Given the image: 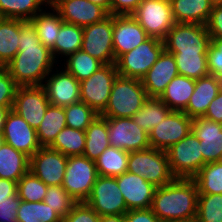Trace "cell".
Wrapping results in <instances>:
<instances>
[{
    "mask_svg": "<svg viewBox=\"0 0 222 222\" xmlns=\"http://www.w3.org/2000/svg\"><path fill=\"white\" fill-rule=\"evenodd\" d=\"M85 134L83 155L95 161L110 146L106 118L99 115L85 130Z\"/></svg>",
    "mask_w": 222,
    "mask_h": 222,
    "instance_id": "obj_29",
    "label": "cell"
},
{
    "mask_svg": "<svg viewBox=\"0 0 222 222\" xmlns=\"http://www.w3.org/2000/svg\"><path fill=\"white\" fill-rule=\"evenodd\" d=\"M142 0H110L111 15H130Z\"/></svg>",
    "mask_w": 222,
    "mask_h": 222,
    "instance_id": "obj_51",
    "label": "cell"
},
{
    "mask_svg": "<svg viewBox=\"0 0 222 222\" xmlns=\"http://www.w3.org/2000/svg\"><path fill=\"white\" fill-rule=\"evenodd\" d=\"M9 196H18L17 182L0 178V201L8 199Z\"/></svg>",
    "mask_w": 222,
    "mask_h": 222,
    "instance_id": "obj_53",
    "label": "cell"
},
{
    "mask_svg": "<svg viewBox=\"0 0 222 222\" xmlns=\"http://www.w3.org/2000/svg\"><path fill=\"white\" fill-rule=\"evenodd\" d=\"M198 194L193 179L175 178L167 185L156 187L151 209L162 222H194Z\"/></svg>",
    "mask_w": 222,
    "mask_h": 222,
    "instance_id": "obj_2",
    "label": "cell"
},
{
    "mask_svg": "<svg viewBox=\"0 0 222 222\" xmlns=\"http://www.w3.org/2000/svg\"><path fill=\"white\" fill-rule=\"evenodd\" d=\"M21 19L5 18L0 23V66H6L19 50Z\"/></svg>",
    "mask_w": 222,
    "mask_h": 222,
    "instance_id": "obj_33",
    "label": "cell"
},
{
    "mask_svg": "<svg viewBox=\"0 0 222 222\" xmlns=\"http://www.w3.org/2000/svg\"><path fill=\"white\" fill-rule=\"evenodd\" d=\"M66 60V62H65ZM64 60V68L79 82L89 78L104 64L90 54L78 50Z\"/></svg>",
    "mask_w": 222,
    "mask_h": 222,
    "instance_id": "obj_39",
    "label": "cell"
},
{
    "mask_svg": "<svg viewBox=\"0 0 222 222\" xmlns=\"http://www.w3.org/2000/svg\"><path fill=\"white\" fill-rule=\"evenodd\" d=\"M54 47L51 49L53 58L59 64V56L67 58L69 55L81 50L83 39V28L78 25L63 23ZM58 57V58H57Z\"/></svg>",
    "mask_w": 222,
    "mask_h": 222,
    "instance_id": "obj_30",
    "label": "cell"
},
{
    "mask_svg": "<svg viewBox=\"0 0 222 222\" xmlns=\"http://www.w3.org/2000/svg\"><path fill=\"white\" fill-rule=\"evenodd\" d=\"M110 146L125 151H141L151 148L149 134L144 132L132 118L105 117Z\"/></svg>",
    "mask_w": 222,
    "mask_h": 222,
    "instance_id": "obj_14",
    "label": "cell"
},
{
    "mask_svg": "<svg viewBox=\"0 0 222 222\" xmlns=\"http://www.w3.org/2000/svg\"><path fill=\"white\" fill-rule=\"evenodd\" d=\"M9 110L7 108H1L0 107V133H2L3 131V126H4V123H5V118H6V115H7V112Z\"/></svg>",
    "mask_w": 222,
    "mask_h": 222,
    "instance_id": "obj_56",
    "label": "cell"
},
{
    "mask_svg": "<svg viewBox=\"0 0 222 222\" xmlns=\"http://www.w3.org/2000/svg\"><path fill=\"white\" fill-rule=\"evenodd\" d=\"M192 120L183 111H171L168 116L149 133L151 148L167 151L192 132Z\"/></svg>",
    "mask_w": 222,
    "mask_h": 222,
    "instance_id": "obj_13",
    "label": "cell"
},
{
    "mask_svg": "<svg viewBox=\"0 0 222 222\" xmlns=\"http://www.w3.org/2000/svg\"><path fill=\"white\" fill-rule=\"evenodd\" d=\"M47 8L51 9V12L47 11ZM47 8L37 13L30 22L36 29L37 36L42 44L51 50L64 21L52 6Z\"/></svg>",
    "mask_w": 222,
    "mask_h": 222,
    "instance_id": "obj_28",
    "label": "cell"
},
{
    "mask_svg": "<svg viewBox=\"0 0 222 222\" xmlns=\"http://www.w3.org/2000/svg\"><path fill=\"white\" fill-rule=\"evenodd\" d=\"M19 38V50L6 65L7 71L19 86H42L57 62L30 21L21 20Z\"/></svg>",
    "mask_w": 222,
    "mask_h": 222,
    "instance_id": "obj_1",
    "label": "cell"
},
{
    "mask_svg": "<svg viewBox=\"0 0 222 222\" xmlns=\"http://www.w3.org/2000/svg\"><path fill=\"white\" fill-rule=\"evenodd\" d=\"M66 125L85 131L99 114L82 101L64 107Z\"/></svg>",
    "mask_w": 222,
    "mask_h": 222,
    "instance_id": "obj_41",
    "label": "cell"
},
{
    "mask_svg": "<svg viewBox=\"0 0 222 222\" xmlns=\"http://www.w3.org/2000/svg\"><path fill=\"white\" fill-rule=\"evenodd\" d=\"M207 63L210 75L222 77V39L211 38L207 52Z\"/></svg>",
    "mask_w": 222,
    "mask_h": 222,
    "instance_id": "obj_46",
    "label": "cell"
},
{
    "mask_svg": "<svg viewBox=\"0 0 222 222\" xmlns=\"http://www.w3.org/2000/svg\"><path fill=\"white\" fill-rule=\"evenodd\" d=\"M99 222H124V215L101 216Z\"/></svg>",
    "mask_w": 222,
    "mask_h": 222,
    "instance_id": "obj_54",
    "label": "cell"
},
{
    "mask_svg": "<svg viewBox=\"0 0 222 222\" xmlns=\"http://www.w3.org/2000/svg\"><path fill=\"white\" fill-rule=\"evenodd\" d=\"M149 36L131 15H113V51L115 60L133 50Z\"/></svg>",
    "mask_w": 222,
    "mask_h": 222,
    "instance_id": "obj_20",
    "label": "cell"
},
{
    "mask_svg": "<svg viewBox=\"0 0 222 222\" xmlns=\"http://www.w3.org/2000/svg\"><path fill=\"white\" fill-rule=\"evenodd\" d=\"M149 37L164 40L174 26L170 0H142L130 14Z\"/></svg>",
    "mask_w": 222,
    "mask_h": 222,
    "instance_id": "obj_9",
    "label": "cell"
},
{
    "mask_svg": "<svg viewBox=\"0 0 222 222\" xmlns=\"http://www.w3.org/2000/svg\"><path fill=\"white\" fill-rule=\"evenodd\" d=\"M44 202L64 219L76 201L62 186H48Z\"/></svg>",
    "mask_w": 222,
    "mask_h": 222,
    "instance_id": "obj_44",
    "label": "cell"
},
{
    "mask_svg": "<svg viewBox=\"0 0 222 222\" xmlns=\"http://www.w3.org/2000/svg\"><path fill=\"white\" fill-rule=\"evenodd\" d=\"M21 199L18 196H9L0 201V222H17L18 208Z\"/></svg>",
    "mask_w": 222,
    "mask_h": 222,
    "instance_id": "obj_48",
    "label": "cell"
},
{
    "mask_svg": "<svg viewBox=\"0 0 222 222\" xmlns=\"http://www.w3.org/2000/svg\"><path fill=\"white\" fill-rule=\"evenodd\" d=\"M63 66L61 71H51L44 80L42 87L46 91L50 105L65 107L80 100V82ZM55 72V73H54Z\"/></svg>",
    "mask_w": 222,
    "mask_h": 222,
    "instance_id": "obj_17",
    "label": "cell"
},
{
    "mask_svg": "<svg viewBox=\"0 0 222 222\" xmlns=\"http://www.w3.org/2000/svg\"><path fill=\"white\" fill-rule=\"evenodd\" d=\"M95 161L84 155L68 157L62 187L76 202H85L98 177Z\"/></svg>",
    "mask_w": 222,
    "mask_h": 222,
    "instance_id": "obj_8",
    "label": "cell"
},
{
    "mask_svg": "<svg viewBox=\"0 0 222 222\" xmlns=\"http://www.w3.org/2000/svg\"><path fill=\"white\" fill-rule=\"evenodd\" d=\"M193 180L199 194H222V161L206 163Z\"/></svg>",
    "mask_w": 222,
    "mask_h": 222,
    "instance_id": "obj_38",
    "label": "cell"
},
{
    "mask_svg": "<svg viewBox=\"0 0 222 222\" xmlns=\"http://www.w3.org/2000/svg\"><path fill=\"white\" fill-rule=\"evenodd\" d=\"M128 210L151 208L156 187L143 177L128 171L116 177Z\"/></svg>",
    "mask_w": 222,
    "mask_h": 222,
    "instance_id": "obj_21",
    "label": "cell"
},
{
    "mask_svg": "<svg viewBox=\"0 0 222 222\" xmlns=\"http://www.w3.org/2000/svg\"><path fill=\"white\" fill-rule=\"evenodd\" d=\"M18 84L10 76L6 66H0V107L12 110Z\"/></svg>",
    "mask_w": 222,
    "mask_h": 222,
    "instance_id": "obj_45",
    "label": "cell"
},
{
    "mask_svg": "<svg viewBox=\"0 0 222 222\" xmlns=\"http://www.w3.org/2000/svg\"><path fill=\"white\" fill-rule=\"evenodd\" d=\"M2 135L5 143L29 157L41 148L36 129L32 128L14 110L7 112Z\"/></svg>",
    "mask_w": 222,
    "mask_h": 222,
    "instance_id": "obj_18",
    "label": "cell"
},
{
    "mask_svg": "<svg viewBox=\"0 0 222 222\" xmlns=\"http://www.w3.org/2000/svg\"><path fill=\"white\" fill-rule=\"evenodd\" d=\"M194 222H222V194H198Z\"/></svg>",
    "mask_w": 222,
    "mask_h": 222,
    "instance_id": "obj_42",
    "label": "cell"
},
{
    "mask_svg": "<svg viewBox=\"0 0 222 222\" xmlns=\"http://www.w3.org/2000/svg\"><path fill=\"white\" fill-rule=\"evenodd\" d=\"M5 19L2 11L0 10V23Z\"/></svg>",
    "mask_w": 222,
    "mask_h": 222,
    "instance_id": "obj_59",
    "label": "cell"
},
{
    "mask_svg": "<svg viewBox=\"0 0 222 222\" xmlns=\"http://www.w3.org/2000/svg\"><path fill=\"white\" fill-rule=\"evenodd\" d=\"M163 50L164 42L162 40L149 37L116 60L118 74L122 77L141 80L155 64Z\"/></svg>",
    "mask_w": 222,
    "mask_h": 222,
    "instance_id": "obj_6",
    "label": "cell"
},
{
    "mask_svg": "<svg viewBox=\"0 0 222 222\" xmlns=\"http://www.w3.org/2000/svg\"><path fill=\"white\" fill-rule=\"evenodd\" d=\"M91 1L92 3L98 4L104 9H106L109 14H111V3L110 0H88Z\"/></svg>",
    "mask_w": 222,
    "mask_h": 222,
    "instance_id": "obj_55",
    "label": "cell"
},
{
    "mask_svg": "<svg viewBox=\"0 0 222 222\" xmlns=\"http://www.w3.org/2000/svg\"><path fill=\"white\" fill-rule=\"evenodd\" d=\"M43 7H48L45 0H0V10L10 19L30 21Z\"/></svg>",
    "mask_w": 222,
    "mask_h": 222,
    "instance_id": "obj_36",
    "label": "cell"
},
{
    "mask_svg": "<svg viewBox=\"0 0 222 222\" xmlns=\"http://www.w3.org/2000/svg\"><path fill=\"white\" fill-rule=\"evenodd\" d=\"M129 152L109 146L95 160L99 176L117 177L127 171Z\"/></svg>",
    "mask_w": 222,
    "mask_h": 222,
    "instance_id": "obj_34",
    "label": "cell"
},
{
    "mask_svg": "<svg viewBox=\"0 0 222 222\" xmlns=\"http://www.w3.org/2000/svg\"><path fill=\"white\" fill-rule=\"evenodd\" d=\"M100 217L85 202H76L62 222H99Z\"/></svg>",
    "mask_w": 222,
    "mask_h": 222,
    "instance_id": "obj_47",
    "label": "cell"
},
{
    "mask_svg": "<svg viewBox=\"0 0 222 222\" xmlns=\"http://www.w3.org/2000/svg\"><path fill=\"white\" fill-rule=\"evenodd\" d=\"M118 75L116 63L104 64L89 78L80 82V100L100 115L107 107L114 80Z\"/></svg>",
    "mask_w": 222,
    "mask_h": 222,
    "instance_id": "obj_10",
    "label": "cell"
},
{
    "mask_svg": "<svg viewBox=\"0 0 222 222\" xmlns=\"http://www.w3.org/2000/svg\"><path fill=\"white\" fill-rule=\"evenodd\" d=\"M163 42L169 53H207L211 36L206 25L175 23Z\"/></svg>",
    "mask_w": 222,
    "mask_h": 222,
    "instance_id": "obj_7",
    "label": "cell"
},
{
    "mask_svg": "<svg viewBox=\"0 0 222 222\" xmlns=\"http://www.w3.org/2000/svg\"><path fill=\"white\" fill-rule=\"evenodd\" d=\"M127 171L143 177L155 187L167 185L175 179L166 151L155 148L129 152Z\"/></svg>",
    "mask_w": 222,
    "mask_h": 222,
    "instance_id": "obj_4",
    "label": "cell"
},
{
    "mask_svg": "<svg viewBox=\"0 0 222 222\" xmlns=\"http://www.w3.org/2000/svg\"><path fill=\"white\" fill-rule=\"evenodd\" d=\"M176 60L178 74L192 79L210 75L207 53H172Z\"/></svg>",
    "mask_w": 222,
    "mask_h": 222,
    "instance_id": "obj_37",
    "label": "cell"
},
{
    "mask_svg": "<svg viewBox=\"0 0 222 222\" xmlns=\"http://www.w3.org/2000/svg\"><path fill=\"white\" fill-rule=\"evenodd\" d=\"M220 91L219 78L208 75L196 80L190 101L183 111L191 119L204 117L206 110Z\"/></svg>",
    "mask_w": 222,
    "mask_h": 222,
    "instance_id": "obj_24",
    "label": "cell"
},
{
    "mask_svg": "<svg viewBox=\"0 0 222 222\" xmlns=\"http://www.w3.org/2000/svg\"><path fill=\"white\" fill-rule=\"evenodd\" d=\"M50 105L42 86H18L12 110L37 129Z\"/></svg>",
    "mask_w": 222,
    "mask_h": 222,
    "instance_id": "obj_15",
    "label": "cell"
},
{
    "mask_svg": "<svg viewBox=\"0 0 222 222\" xmlns=\"http://www.w3.org/2000/svg\"><path fill=\"white\" fill-rule=\"evenodd\" d=\"M48 186L30 171L17 182L18 197L26 202H42Z\"/></svg>",
    "mask_w": 222,
    "mask_h": 222,
    "instance_id": "obj_43",
    "label": "cell"
},
{
    "mask_svg": "<svg viewBox=\"0 0 222 222\" xmlns=\"http://www.w3.org/2000/svg\"><path fill=\"white\" fill-rule=\"evenodd\" d=\"M200 140L191 132L167 151L170 169L175 178L193 179L206 164Z\"/></svg>",
    "mask_w": 222,
    "mask_h": 222,
    "instance_id": "obj_5",
    "label": "cell"
},
{
    "mask_svg": "<svg viewBox=\"0 0 222 222\" xmlns=\"http://www.w3.org/2000/svg\"><path fill=\"white\" fill-rule=\"evenodd\" d=\"M196 80L178 74L167 85L159 99L172 111H184L195 89Z\"/></svg>",
    "mask_w": 222,
    "mask_h": 222,
    "instance_id": "obj_26",
    "label": "cell"
},
{
    "mask_svg": "<svg viewBox=\"0 0 222 222\" xmlns=\"http://www.w3.org/2000/svg\"><path fill=\"white\" fill-rule=\"evenodd\" d=\"M172 110L159 98L149 97L131 118L144 132L150 131L163 121Z\"/></svg>",
    "mask_w": 222,
    "mask_h": 222,
    "instance_id": "obj_32",
    "label": "cell"
},
{
    "mask_svg": "<svg viewBox=\"0 0 222 222\" xmlns=\"http://www.w3.org/2000/svg\"><path fill=\"white\" fill-rule=\"evenodd\" d=\"M17 221L20 222H62L63 219L42 202H26L21 200L18 208Z\"/></svg>",
    "mask_w": 222,
    "mask_h": 222,
    "instance_id": "obj_40",
    "label": "cell"
},
{
    "mask_svg": "<svg viewBox=\"0 0 222 222\" xmlns=\"http://www.w3.org/2000/svg\"><path fill=\"white\" fill-rule=\"evenodd\" d=\"M49 7L53 6L59 0H45Z\"/></svg>",
    "mask_w": 222,
    "mask_h": 222,
    "instance_id": "obj_58",
    "label": "cell"
},
{
    "mask_svg": "<svg viewBox=\"0 0 222 222\" xmlns=\"http://www.w3.org/2000/svg\"><path fill=\"white\" fill-rule=\"evenodd\" d=\"M85 141V131L66 126L48 147L60 151L66 157H71L83 155Z\"/></svg>",
    "mask_w": 222,
    "mask_h": 222,
    "instance_id": "obj_35",
    "label": "cell"
},
{
    "mask_svg": "<svg viewBox=\"0 0 222 222\" xmlns=\"http://www.w3.org/2000/svg\"><path fill=\"white\" fill-rule=\"evenodd\" d=\"M219 82H220V90H222V77L219 78Z\"/></svg>",
    "mask_w": 222,
    "mask_h": 222,
    "instance_id": "obj_61",
    "label": "cell"
},
{
    "mask_svg": "<svg viewBox=\"0 0 222 222\" xmlns=\"http://www.w3.org/2000/svg\"><path fill=\"white\" fill-rule=\"evenodd\" d=\"M30 157L7 143L0 147V178L18 182L29 172Z\"/></svg>",
    "mask_w": 222,
    "mask_h": 222,
    "instance_id": "obj_27",
    "label": "cell"
},
{
    "mask_svg": "<svg viewBox=\"0 0 222 222\" xmlns=\"http://www.w3.org/2000/svg\"><path fill=\"white\" fill-rule=\"evenodd\" d=\"M124 222H162L152 211L148 209H132L124 214Z\"/></svg>",
    "mask_w": 222,
    "mask_h": 222,
    "instance_id": "obj_50",
    "label": "cell"
},
{
    "mask_svg": "<svg viewBox=\"0 0 222 222\" xmlns=\"http://www.w3.org/2000/svg\"><path fill=\"white\" fill-rule=\"evenodd\" d=\"M81 50L103 64L116 63L113 51V15L83 27Z\"/></svg>",
    "mask_w": 222,
    "mask_h": 222,
    "instance_id": "obj_12",
    "label": "cell"
},
{
    "mask_svg": "<svg viewBox=\"0 0 222 222\" xmlns=\"http://www.w3.org/2000/svg\"><path fill=\"white\" fill-rule=\"evenodd\" d=\"M3 143H4L3 135L2 133H0V147Z\"/></svg>",
    "mask_w": 222,
    "mask_h": 222,
    "instance_id": "obj_60",
    "label": "cell"
},
{
    "mask_svg": "<svg viewBox=\"0 0 222 222\" xmlns=\"http://www.w3.org/2000/svg\"><path fill=\"white\" fill-rule=\"evenodd\" d=\"M66 126L64 107L49 105L43 121L36 129L41 147H48Z\"/></svg>",
    "mask_w": 222,
    "mask_h": 222,
    "instance_id": "obj_31",
    "label": "cell"
},
{
    "mask_svg": "<svg viewBox=\"0 0 222 222\" xmlns=\"http://www.w3.org/2000/svg\"><path fill=\"white\" fill-rule=\"evenodd\" d=\"M65 23L86 27L108 17L109 12L88 0H59L52 6Z\"/></svg>",
    "mask_w": 222,
    "mask_h": 222,
    "instance_id": "obj_19",
    "label": "cell"
},
{
    "mask_svg": "<svg viewBox=\"0 0 222 222\" xmlns=\"http://www.w3.org/2000/svg\"><path fill=\"white\" fill-rule=\"evenodd\" d=\"M209 2L215 6V5H222V0H209Z\"/></svg>",
    "mask_w": 222,
    "mask_h": 222,
    "instance_id": "obj_57",
    "label": "cell"
},
{
    "mask_svg": "<svg viewBox=\"0 0 222 222\" xmlns=\"http://www.w3.org/2000/svg\"><path fill=\"white\" fill-rule=\"evenodd\" d=\"M204 118L222 124V90L208 106Z\"/></svg>",
    "mask_w": 222,
    "mask_h": 222,
    "instance_id": "obj_52",
    "label": "cell"
},
{
    "mask_svg": "<svg viewBox=\"0 0 222 222\" xmlns=\"http://www.w3.org/2000/svg\"><path fill=\"white\" fill-rule=\"evenodd\" d=\"M85 203L100 216L124 215L128 211L116 177L98 176Z\"/></svg>",
    "mask_w": 222,
    "mask_h": 222,
    "instance_id": "obj_11",
    "label": "cell"
},
{
    "mask_svg": "<svg viewBox=\"0 0 222 222\" xmlns=\"http://www.w3.org/2000/svg\"><path fill=\"white\" fill-rule=\"evenodd\" d=\"M206 28L211 38L222 39V5L213 6Z\"/></svg>",
    "mask_w": 222,
    "mask_h": 222,
    "instance_id": "obj_49",
    "label": "cell"
},
{
    "mask_svg": "<svg viewBox=\"0 0 222 222\" xmlns=\"http://www.w3.org/2000/svg\"><path fill=\"white\" fill-rule=\"evenodd\" d=\"M192 133L200 140L206 163L222 161V124L197 117L192 120Z\"/></svg>",
    "mask_w": 222,
    "mask_h": 222,
    "instance_id": "obj_23",
    "label": "cell"
},
{
    "mask_svg": "<svg viewBox=\"0 0 222 222\" xmlns=\"http://www.w3.org/2000/svg\"><path fill=\"white\" fill-rule=\"evenodd\" d=\"M178 75L175 57L165 49L141 79L148 97L159 98L167 85Z\"/></svg>",
    "mask_w": 222,
    "mask_h": 222,
    "instance_id": "obj_22",
    "label": "cell"
},
{
    "mask_svg": "<svg viewBox=\"0 0 222 222\" xmlns=\"http://www.w3.org/2000/svg\"><path fill=\"white\" fill-rule=\"evenodd\" d=\"M175 23L206 25L213 5L209 0H170Z\"/></svg>",
    "mask_w": 222,
    "mask_h": 222,
    "instance_id": "obj_25",
    "label": "cell"
},
{
    "mask_svg": "<svg viewBox=\"0 0 222 222\" xmlns=\"http://www.w3.org/2000/svg\"><path fill=\"white\" fill-rule=\"evenodd\" d=\"M148 98L140 79L118 75L114 80L107 107L100 115L111 118H131Z\"/></svg>",
    "mask_w": 222,
    "mask_h": 222,
    "instance_id": "obj_3",
    "label": "cell"
},
{
    "mask_svg": "<svg viewBox=\"0 0 222 222\" xmlns=\"http://www.w3.org/2000/svg\"><path fill=\"white\" fill-rule=\"evenodd\" d=\"M67 161L60 151L41 147L30 157L29 171L47 186H62Z\"/></svg>",
    "mask_w": 222,
    "mask_h": 222,
    "instance_id": "obj_16",
    "label": "cell"
}]
</instances>
